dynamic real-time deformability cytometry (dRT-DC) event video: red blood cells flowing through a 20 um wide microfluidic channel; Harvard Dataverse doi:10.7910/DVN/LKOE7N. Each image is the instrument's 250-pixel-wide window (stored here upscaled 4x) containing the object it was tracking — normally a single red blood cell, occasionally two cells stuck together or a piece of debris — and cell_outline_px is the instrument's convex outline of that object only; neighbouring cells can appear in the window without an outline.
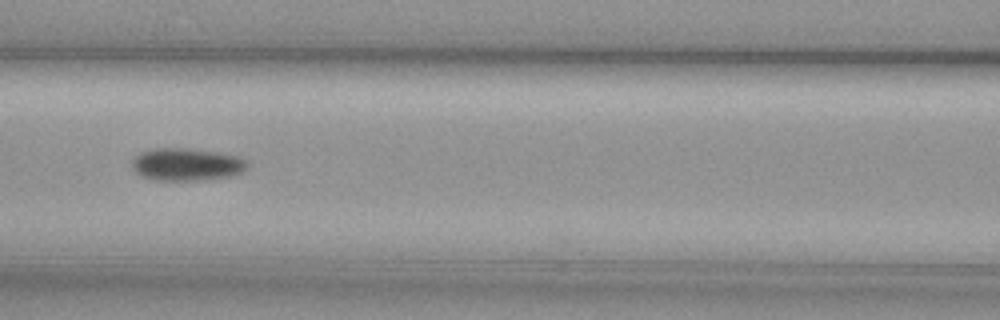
{"species": "common noctule bat (a hibernating species)", "species_latin": "Nyctalus noctula", "temperature_condition": "cold", "stored_images_in_passage": 40, "camera_frame_rate_fps": 3000, "um_per_image_px": 0.085, "animal": {"sex": "female", "body_mass_g": 29.2, "forearm_length_mm": 56.3}, "frame": {"image": 1, "passage_image": 9, "time_ms": 2.667, "image_size_px": [1000, 320], "cell_outline_px": [[248, 164], [240, 172], [228, 176], [204, 180], [152, 180], [136, 172], [132, 168], [132, 160], [140, 152], [156, 148], [188, 148], [216, 152], [236, 156], [244, 160]], "centroid_in_image_um": [15.8, 13.97], "position_along_channel_um": 150.8, "area_um2": 21.56}}
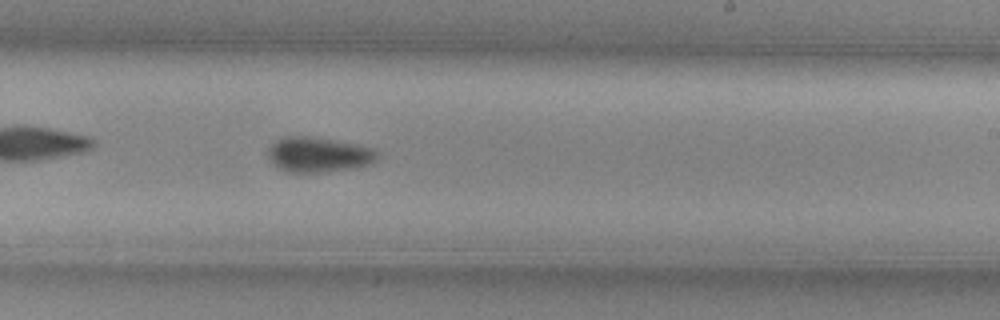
{"frame": {"image": 2, "passage_image": 18, "time_ms": 5.667, "image_size_px": [1000, 320], "cell_outline_px": [[380, 152], [376, 160], [372, 164], [356, 168], [328, 172], [288, 172], [280, 168], [268, 156], [268, 148], [276, 140], [288, 136], [304, 136], [356, 144], [372, 148]], "centroid_in_image_um": [27.13, 13.16], "position_along_channel_um": 261.9, "area_um2": 22.2}}
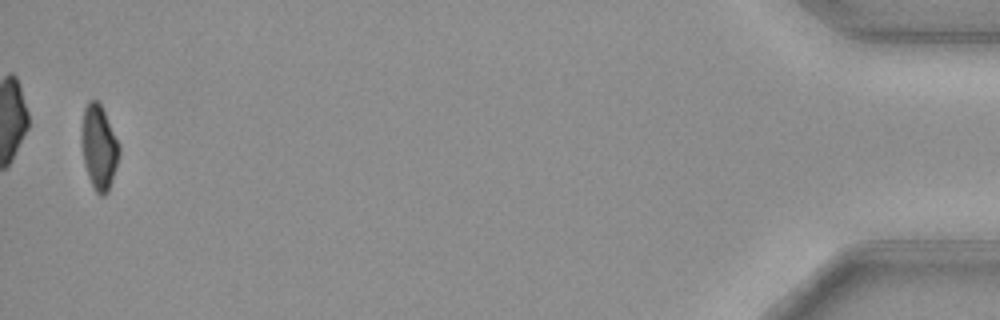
{"frame": {"image": 3, "passage_image": 39, "time_ms": 12.667, "image_size_px": [1000, 320], "cell_outline_px": [[120, 152], [116, 168], [108, 192], [104, 196], [100, 196], [96, 192], [88, 176], [84, 164], [80, 136], [84, 108], [88, 100], [96, 100], [100, 104], [104, 112], [120, 148]], "centroid_in_image_um": [8.39, 12.53], "position_along_channel_um": 426.8, "area_um2": 18.38}, "authors_computed_cell_mechanics": {"area_um2": 20.6635, "velocity_mm_per_s": 3.7296, "shape_relaxation_time_tau1_ms": 3.1779, "shape_relaxation_time_tau2_ms": null, "deformation_change_tau1": 0.0888, "deformation_change_tau2": null}}